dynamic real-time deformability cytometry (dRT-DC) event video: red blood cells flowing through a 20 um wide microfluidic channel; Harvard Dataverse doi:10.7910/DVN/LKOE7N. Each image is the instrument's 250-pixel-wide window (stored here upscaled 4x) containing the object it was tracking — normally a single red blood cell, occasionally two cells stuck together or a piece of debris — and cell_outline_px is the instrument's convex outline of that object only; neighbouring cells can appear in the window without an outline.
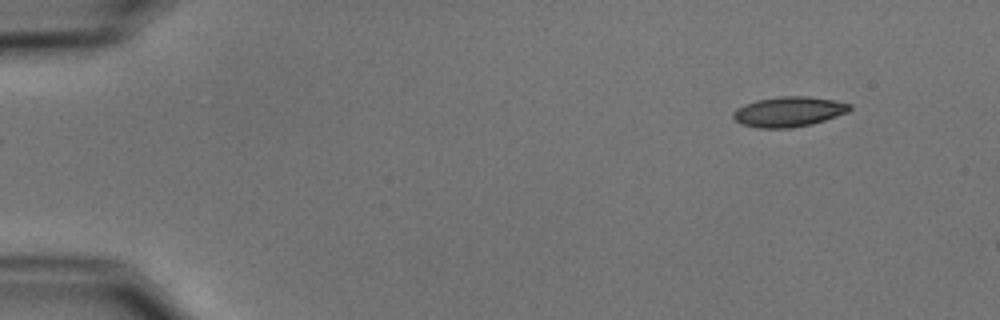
{"species": "common noctule bat (a hibernating species)", "species_latin": "Nyctalus noctula", "temperature_condition": "cold", "stored_images_in_passage": 2, "camera_frame_rate_fps": 3000, "um_per_image_px": 0.085, "animal": {"sex": "male", "body_mass_g": 15.6}, "frame": {"image": 1, "passage_image": 2, "time_ms": 1.0, "image_size_px": [1000, 320], "cell_outline_px": [[852, 108], [848, 112], [812, 124], [792, 128], [760, 128], [740, 124], [732, 116], [732, 112], [736, 108], [744, 104], [756, 100], [780, 96], [808, 96], [832, 100], [852, 104]], "centroid_in_image_um": [67.02, 9.49], "position_along_channel_um": 18.0, "area_um2": 20.52}}